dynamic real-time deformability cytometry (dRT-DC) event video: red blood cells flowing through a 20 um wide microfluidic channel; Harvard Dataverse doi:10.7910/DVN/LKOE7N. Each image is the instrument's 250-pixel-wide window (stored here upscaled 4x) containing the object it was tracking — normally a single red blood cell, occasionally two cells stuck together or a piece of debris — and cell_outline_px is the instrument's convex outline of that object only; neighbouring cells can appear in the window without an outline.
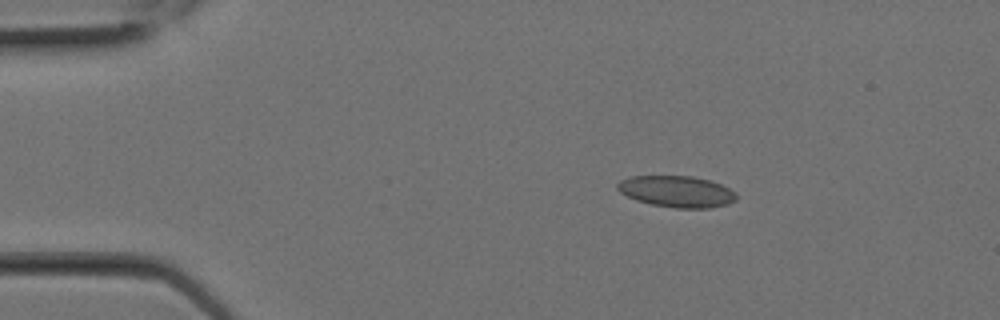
{"species": "Egyptian fruit bat (a non-hibernating species)", "species_latin": "Rousettus aegyptiacus", "temperature_condition": "room temperature", "stored_images_in_passage": 2, "camera_frame_rate_fps": 3000, "um_per_image_px": 0.085, "animal": {"sex": "female"}, "frame": {"image": 1, "passage_image": 1, "time_ms": 0.0, "image_size_px": [1000, 320], "cell_outline_px": [[736, 200], [728, 204], [712, 208], [676, 208], [652, 204], [636, 200], [620, 192], [616, 188], [616, 184], [620, 180], [632, 176], [692, 176], [712, 180], [736, 192]], "centroid_in_image_um": [57.53, 16.27], "position_along_channel_um": 27.5, "area_um2": 21.85}}
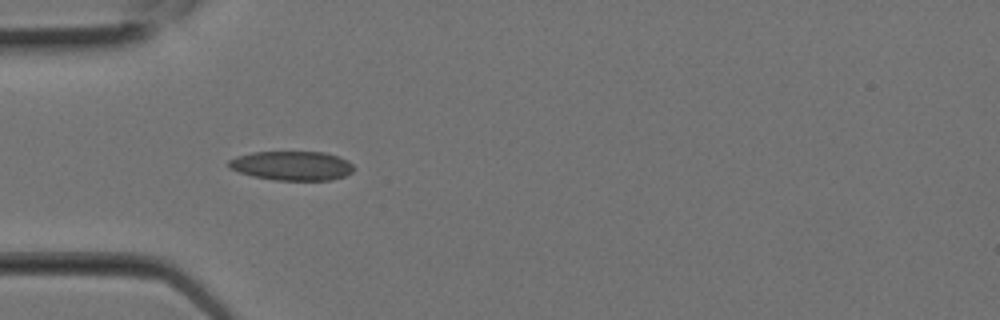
{"frame": {"image": 2, "passage_image": 2, "time_ms": 0.333, "image_size_px": [1000, 320], "cell_outline_px": [[356, 168], [352, 172], [344, 176], [332, 180], [276, 180], [252, 176], [228, 168], [228, 160], [236, 156], [252, 152], [324, 152], [340, 156], [348, 160]], "centroid_in_image_um": [24.83, 14.08], "position_along_channel_um": 60.2, "area_um2": 21.5}}